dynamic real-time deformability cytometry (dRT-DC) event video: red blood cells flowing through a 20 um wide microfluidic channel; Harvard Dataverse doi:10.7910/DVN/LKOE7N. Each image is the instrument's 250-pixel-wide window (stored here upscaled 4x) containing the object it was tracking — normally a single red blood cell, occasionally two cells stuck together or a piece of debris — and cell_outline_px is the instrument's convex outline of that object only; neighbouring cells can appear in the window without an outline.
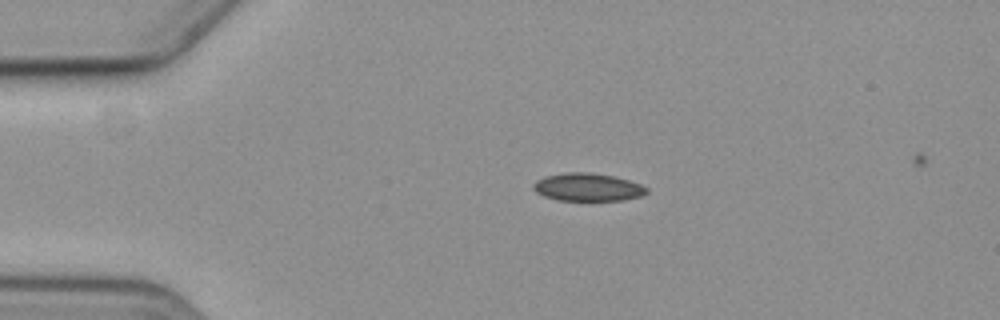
{"species": "common noctule bat (a hibernating species)", "species_latin": "Nyctalus noctula", "temperature_condition": "cold", "stored_images_in_passage": 6, "camera_frame_rate_fps": 3000, "um_per_image_px": 0.085, "animal": {"sex": "female", "body_mass_g": 19.3, "forearm_length_mm": 54.1}, "frame": {"image": 1, "passage_image": 2, "time_ms": 2.333, "image_size_px": [1000, 320], "cell_outline_px": [[648, 192], [640, 196], [620, 200], [556, 200], [544, 196], [536, 192], [532, 188], [532, 184], [536, 180], [544, 176], [564, 172], [592, 172], [612, 176], [628, 180], [640, 184], [648, 188]], "centroid_in_image_um": [49.9, 15.9], "position_along_channel_um": 35.1, "area_um2": 18.44}}
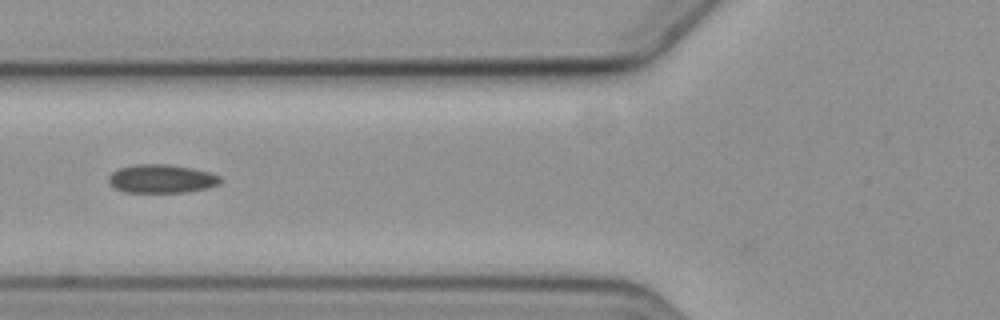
{"frame": {"image": 2, "passage_image": 5, "time_ms": 5.667, "image_size_px": [1000, 320], "cell_outline_px": [[220, 184], [208, 188], [184, 192], [124, 192], [112, 188], [108, 184], [108, 176], [112, 172], [120, 168], [136, 164], [168, 164], [192, 168], [208, 172], [220, 176]], "centroid_in_image_um": [13.69, 15.2], "position_along_channel_um": 112.1, "area_um2": 18.67}}
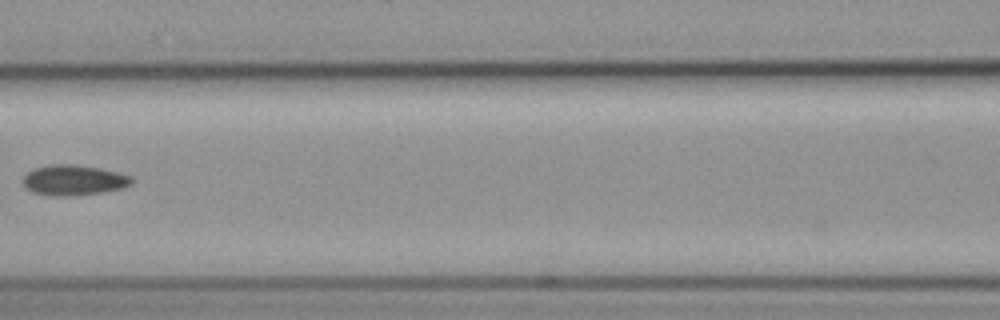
{"frame": {"image": 3, "passage_image": 6, "time_ms": 7.0, "image_size_px": [1000, 320], "cell_outline_px": [[132, 184], [124, 188], [104, 192], [68, 196], [52, 196], [32, 192], [24, 188], [20, 180], [28, 172], [36, 168], [52, 164], [76, 164], [100, 168], [132, 176]], "centroid_in_image_um": [6.24, 15.32], "position_along_channel_um": 160.4, "area_um2": 19.48}}